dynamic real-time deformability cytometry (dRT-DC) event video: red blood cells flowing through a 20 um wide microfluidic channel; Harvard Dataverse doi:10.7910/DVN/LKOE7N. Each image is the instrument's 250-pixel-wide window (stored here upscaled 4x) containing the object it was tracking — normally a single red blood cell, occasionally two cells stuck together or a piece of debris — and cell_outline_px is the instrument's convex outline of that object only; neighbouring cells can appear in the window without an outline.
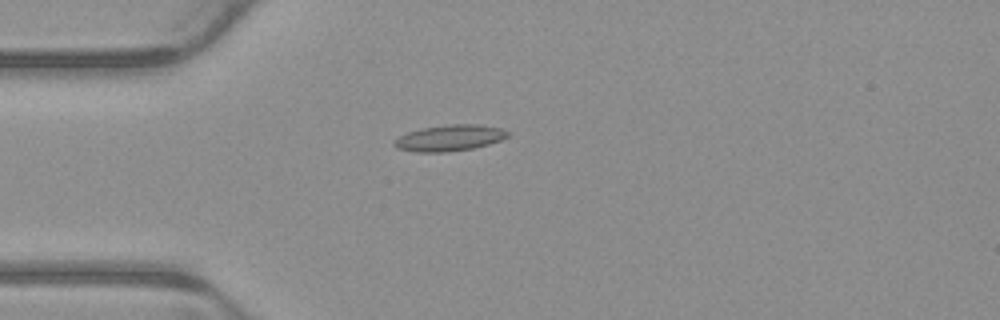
{"species": "common noctule bat (a hibernating species)", "species_latin": "Nyctalus noctula", "temperature_condition": "warm", "stored_images_in_passage": 5, "camera_frame_rate_fps": 3000, "um_per_image_px": 0.085, "animal": {"sex": "male", "body_mass_g": 23.1, "forearm_length_mm": 52.7}, "frame": {"image": 1, "passage_image": 4, "time_ms": 1.0, "image_size_px": [1000, 320], "cell_outline_px": [[508, 136], [500, 140], [488, 144], [472, 148], [448, 152], [416, 152], [396, 148], [392, 144], [400, 136], [408, 132], [424, 128], [448, 124], [480, 124], [500, 128], [508, 132]], "centroid_in_image_um": [38.2, 11.73], "position_along_channel_um": 46.8, "area_um2": 17.11}}